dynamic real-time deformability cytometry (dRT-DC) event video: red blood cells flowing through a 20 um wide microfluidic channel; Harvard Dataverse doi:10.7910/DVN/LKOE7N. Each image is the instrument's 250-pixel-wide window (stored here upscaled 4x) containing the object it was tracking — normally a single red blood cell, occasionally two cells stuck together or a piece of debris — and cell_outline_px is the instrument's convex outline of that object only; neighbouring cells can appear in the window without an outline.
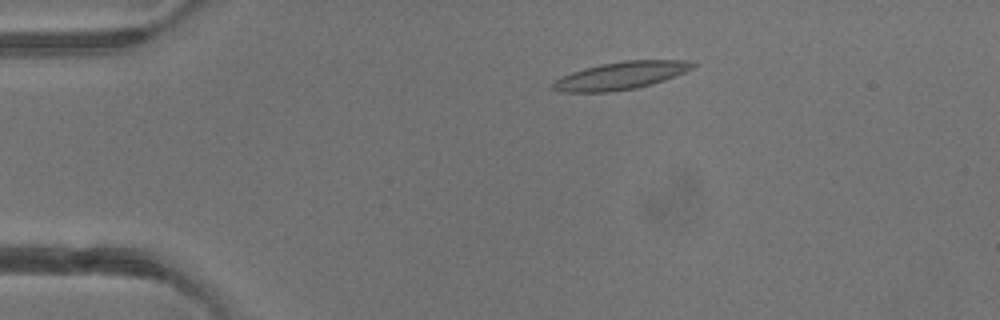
{"species": "common noctule bat (a hibernating species)", "species_latin": "Nyctalus noctula", "temperature_condition": "warm", "stored_images_in_passage": 4, "camera_frame_rate_fps": 3000, "um_per_image_px": 0.085, "animal": {"sex": "male", "body_mass_g": 13.3}, "frame": {"image": 1, "passage_image": 3, "time_ms": 2.333, "image_size_px": [1000, 320], "cell_outline_px": [[696, 64], [692, 68], [676, 76], [652, 84], [636, 88], [608, 92], [560, 92], [552, 88], [552, 84], [560, 76], [584, 68], [600, 64], [624, 60], [692, 60]], "centroid_in_image_um": [52.77, 6.42], "position_along_channel_um": 32.2, "area_um2": 22.6}}